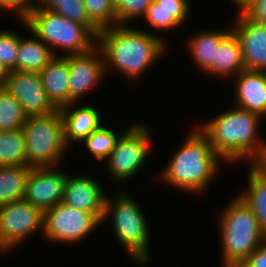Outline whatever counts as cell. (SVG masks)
<instances>
[{"label":"cell","mask_w":266,"mask_h":267,"mask_svg":"<svg viewBox=\"0 0 266 267\" xmlns=\"http://www.w3.org/2000/svg\"><path fill=\"white\" fill-rule=\"evenodd\" d=\"M166 41L160 34L139 30L129 25L107 27L98 33L105 71L109 68L121 72L129 79L139 78L166 51ZM111 66V67H109Z\"/></svg>","instance_id":"obj_1"},{"label":"cell","mask_w":266,"mask_h":267,"mask_svg":"<svg viewBox=\"0 0 266 267\" xmlns=\"http://www.w3.org/2000/svg\"><path fill=\"white\" fill-rule=\"evenodd\" d=\"M228 111L216 115L198 128L209 138L214 152L224 162H239L245 159L253 164L266 145L259 137L262 117L256 113L234 106ZM261 120V121H260Z\"/></svg>","instance_id":"obj_2"},{"label":"cell","mask_w":266,"mask_h":267,"mask_svg":"<svg viewBox=\"0 0 266 267\" xmlns=\"http://www.w3.org/2000/svg\"><path fill=\"white\" fill-rule=\"evenodd\" d=\"M188 135L166 164L160 178L174 188L197 194L205 191L218 175L222 159L214 152L209 138L198 125Z\"/></svg>","instance_id":"obj_3"},{"label":"cell","mask_w":266,"mask_h":267,"mask_svg":"<svg viewBox=\"0 0 266 267\" xmlns=\"http://www.w3.org/2000/svg\"><path fill=\"white\" fill-rule=\"evenodd\" d=\"M220 216L223 267H239L266 240L252 208L239 196L233 198Z\"/></svg>","instance_id":"obj_4"},{"label":"cell","mask_w":266,"mask_h":267,"mask_svg":"<svg viewBox=\"0 0 266 267\" xmlns=\"http://www.w3.org/2000/svg\"><path fill=\"white\" fill-rule=\"evenodd\" d=\"M24 23L31 34H35L48 45L55 56L56 48L63 49V55L82 54L97 46V36L85 25L71 21L56 12L38 9L33 5L27 12Z\"/></svg>","instance_id":"obj_5"},{"label":"cell","mask_w":266,"mask_h":267,"mask_svg":"<svg viewBox=\"0 0 266 267\" xmlns=\"http://www.w3.org/2000/svg\"><path fill=\"white\" fill-rule=\"evenodd\" d=\"M126 192L116 194V199L106 197L104 215L101 223L112 215V227L114 235L119 243L124 247L132 260L143 265L148 263L150 229L148 220L139 203Z\"/></svg>","instance_id":"obj_6"},{"label":"cell","mask_w":266,"mask_h":267,"mask_svg":"<svg viewBox=\"0 0 266 267\" xmlns=\"http://www.w3.org/2000/svg\"><path fill=\"white\" fill-rule=\"evenodd\" d=\"M22 130L26 144V165L46 167L61 164L68 147L64 141L59 109L46 115L28 116Z\"/></svg>","instance_id":"obj_7"},{"label":"cell","mask_w":266,"mask_h":267,"mask_svg":"<svg viewBox=\"0 0 266 267\" xmlns=\"http://www.w3.org/2000/svg\"><path fill=\"white\" fill-rule=\"evenodd\" d=\"M151 129L147 124L135 123L124 129L114 149L105 159L107 171L115 181L130 180L144 166L151 145Z\"/></svg>","instance_id":"obj_8"},{"label":"cell","mask_w":266,"mask_h":267,"mask_svg":"<svg viewBox=\"0 0 266 267\" xmlns=\"http://www.w3.org/2000/svg\"><path fill=\"white\" fill-rule=\"evenodd\" d=\"M44 212L25 199L0 205V253L31 237L38 230L43 236Z\"/></svg>","instance_id":"obj_9"},{"label":"cell","mask_w":266,"mask_h":267,"mask_svg":"<svg viewBox=\"0 0 266 267\" xmlns=\"http://www.w3.org/2000/svg\"><path fill=\"white\" fill-rule=\"evenodd\" d=\"M101 221L93 214L56 204L44 212V238L50 242L80 243L99 226Z\"/></svg>","instance_id":"obj_10"},{"label":"cell","mask_w":266,"mask_h":267,"mask_svg":"<svg viewBox=\"0 0 266 267\" xmlns=\"http://www.w3.org/2000/svg\"><path fill=\"white\" fill-rule=\"evenodd\" d=\"M56 167H32L27 176L24 199L43 212L64 198L69 173Z\"/></svg>","instance_id":"obj_11"},{"label":"cell","mask_w":266,"mask_h":267,"mask_svg":"<svg viewBox=\"0 0 266 267\" xmlns=\"http://www.w3.org/2000/svg\"><path fill=\"white\" fill-rule=\"evenodd\" d=\"M69 64V104L77 103L81 97L91 92L106 76L104 59L96 46L92 50L75 55H68Z\"/></svg>","instance_id":"obj_12"},{"label":"cell","mask_w":266,"mask_h":267,"mask_svg":"<svg viewBox=\"0 0 266 267\" xmlns=\"http://www.w3.org/2000/svg\"><path fill=\"white\" fill-rule=\"evenodd\" d=\"M3 86L17 99L28 116L46 115L57 110L48 99L38 72L9 71Z\"/></svg>","instance_id":"obj_13"},{"label":"cell","mask_w":266,"mask_h":267,"mask_svg":"<svg viewBox=\"0 0 266 267\" xmlns=\"http://www.w3.org/2000/svg\"><path fill=\"white\" fill-rule=\"evenodd\" d=\"M231 31L240 42L246 70L266 71V25L250 19L241 9Z\"/></svg>","instance_id":"obj_14"},{"label":"cell","mask_w":266,"mask_h":267,"mask_svg":"<svg viewBox=\"0 0 266 267\" xmlns=\"http://www.w3.org/2000/svg\"><path fill=\"white\" fill-rule=\"evenodd\" d=\"M102 189L93 177L69 174L62 202L69 207L93 213L102 221L107 197Z\"/></svg>","instance_id":"obj_15"},{"label":"cell","mask_w":266,"mask_h":267,"mask_svg":"<svg viewBox=\"0 0 266 267\" xmlns=\"http://www.w3.org/2000/svg\"><path fill=\"white\" fill-rule=\"evenodd\" d=\"M236 79V80H235ZM235 106L266 116V71L243 70L235 78Z\"/></svg>","instance_id":"obj_16"},{"label":"cell","mask_w":266,"mask_h":267,"mask_svg":"<svg viewBox=\"0 0 266 267\" xmlns=\"http://www.w3.org/2000/svg\"><path fill=\"white\" fill-rule=\"evenodd\" d=\"M59 111L63 121L64 141L69 148L71 142L81 143L93 131L104 125L100 112L92 105L79 107L78 103H71L60 108Z\"/></svg>","instance_id":"obj_17"},{"label":"cell","mask_w":266,"mask_h":267,"mask_svg":"<svg viewBox=\"0 0 266 267\" xmlns=\"http://www.w3.org/2000/svg\"><path fill=\"white\" fill-rule=\"evenodd\" d=\"M190 3L188 0H154L143 17L148 28L155 32L176 30L187 21Z\"/></svg>","instance_id":"obj_18"},{"label":"cell","mask_w":266,"mask_h":267,"mask_svg":"<svg viewBox=\"0 0 266 267\" xmlns=\"http://www.w3.org/2000/svg\"><path fill=\"white\" fill-rule=\"evenodd\" d=\"M69 71L67 55L55 56L39 72L47 97L57 109L69 105Z\"/></svg>","instance_id":"obj_19"},{"label":"cell","mask_w":266,"mask_h":267,"mask_svg":"<svg viewBox=\"0 0 266 267\" xmlns=\"http://www.w3.org/2000/svg\"><path fill=\"white\" fill-rule=\"evenodd\" d=\"M245 70L241 46L236 35L231 31L218 46H216L215 59L208 75L219 78H235Z\"/></svg>","instance_id":"obj_20"},{"label":"cell","mask_w":266,"mask_h":267,"mask_svg":"<svg viewBox=\"0 0 266 267\" xmlns=\"http://www.w3.org/2000/svg\"><path fill=\"white\" fill-rule=\"evenodd\" d=\"M33 35V38L21 37L19 40L16 71L39 73L55 57L52 49Z\"/></svg>","instance_id":"obj_21"},{"label":"cell","mask_w":266,"mask_h":267,"mask_svg":"<svg viewBox=\"0 0 266 267\" xmlns=\"http://www.w3.org/2000/svg\"><path fill=\"white\" fill-rule=\"evenodd\" d=\"M231 32V28L228 30H205L204 32H198L193 37L189 38L187 46L190 51V56L193 59L195 66L205 73H208L213 65L215 59L216 46Z\"/></svg>","instance_id":"obj_22"},{"label":"cell","mask_w":266,"mask_h":267,"mask_svg":"<svg viewBox=\"0 0 266 267\" xmlns=\"http://www.w3.org/2000/svg\"><path fill=\"white\" fill-rule=\"evenodd\" d=\"M248 169V186L239 196L252 208L266 234V176L253 164Z\"/></svg>","instance_id":"obj_23"},{"label":"cell","mask_w":266,"mask_h":267,"mask_svg":"<svg viewBox=\"0 0 266 267\" xmlns=\"http://www.w3.org/2000/svg\"><path fill=\"white\" fill-rule=\"evenodd\" d=\"M31 168L28 165L0 166V205L24 199Z\"/></svg>","instance_id":"obj_24"},{"label":"cell","mask_w":266,"mask_h":267,"mask_svg":"<svg viewBox=\"0 0 266 267\" xmlns=\"http://www.w3.org/2000/svg\"><path fill=\"white\" fill-rule=\"evenodd\" d=\"M38 9L53 11L63 17L87 26L96 36L100 30L89 20L83 0H38Z\"/></svg>","instance_id":"obj_25"},{"label":"cell","mask_w":266,"mask_h":267,"mask_svg":"<svg viewBox=\"0 0 266 267\" xmlns=\"http://www.w3.org/2000/svg\"><path fill=\"white\" fill-rule=\"evenodd\" d=\"M27 117L17 99L4 86H0V132L22 129Z\"/></svg>","instance_id":"obj_26"},{"label":"cell","mask_w":266,"mask_h":267,"mask_svg":"<svg viewBox=\"0 0 266 267\" xmlns=\"http://www.w3.org/2000/svg\"><path fill=\"white\" fill-rule=\"evenodd\" d=\"M26 165V144L22 129L0 132V166Z\"/></svg>","instance_id":"obj_27"},{"label":"cell","mask_w":266,"mask_h":267,"mask_svg":"<svg viewBox=\"0 0 266 267\" xmlns=\"http://www.w3.org/2000/svg\"><path fill=\"white\" fill-rule=\"evenodd\" d=\"M120 136L112 129L101 125L86 137L82 143L96 160L103 161L110 155Z\"/></svg>","instance_id":"obj_28"},{"label":"cell","mask_w":266,"mask_h":267,"mask_svg":"<svg viewBox=\"0 0 266 267\" xmlns=\"http://www.w3.org/2000/svg\"><path fill=\"white\" fill-rule=\"evenodd\" d=\"M89 20L99 29L118 25L113 0H83Z\"/></svg>","instance_id":"obj_29"},{"label":"cell","mask_w":266,"mask_h":267,"mask_svg":"<svg viewBox=\"0 0 266 267\" xmlns=\"http://www.w3.org/2000/svg\"><path fill=\"white\" fill-rule=\"evenodd\" d=\"M118 25H128L133 19L140 20L154 0H113Z\"/></svg>","instance_id":"obj_30"},{"label":"cell","mask_w":266,"mask_h":267,"mask_svg":"<svg viewBox=\"0 0 266 267\" xmlns=\"http://www.w3.org/2000/svg\"><path fill=\"white\" fill-rule=\"evenodd\" d=\"M21 38L15 31H0V60L8 71L16 70L18 43Z\"/></svg>","instance_id":"obj_31"},{"label":"cell","mask_w":266,"mask_h":267,"mask_svg":"<svg viewBox=\"0 0 266 267\" xmlns=\"http://www.w3.org/2000/svg\"><path fill=\"white\" fill-rule=\"evenodd\" d=\"M241 10L253 21L266 25V0H250Z\"/></svg>","instance_id":"obj_32"},{"label":"cell","mask_w":266,"mask_h":267,"mask_svg":"<svg viewBox=\"0 0 266 267\" xmlns=\"http://www.w3.org/2000/svg\"><path fill=\"white\" fill-rule=\"evenodd\" d=\"M33 5L32 0H0V9L14 11L19 19H24Z\"/></svg>","instance_id":"obj_33"},{"label":"cell","mask_w":266,"mask_h":267,"mask_svg":"<svg viewBox=\"0 0 266 267\" xmlns=\"http://www.w3.org/2000/svg\"><path fill=\"white\" fill-rule=\"evenodd\" d=\"M239 267H266V240Z\"/></svg>","instance_id":"obj_34"},{"label":"cell","mask_w":266,"mask_h":267,"mask_svg":"<svg viewBox=\"0 0 266 267\" xmlns=\"http://www.w3.org/2000/svg\"><path fill=\"white\" fill-rule=\"evenodd\" d=\"M253 165L266 176V145Z\"/></svg>","instance_id":"obj_35"},{"label":"cell","mask_w":266,"mask_h":267,"mask_svg":"<svg viewBox=\"0 0 266 267\" xmlns=\"http://www.w3.org/2000/svg\"><path fill=\"white\" fill-rule=\"evenodd\" d=\"M8 73L9 71L6 69V67L2 64L0 60V86H3L5 84Z\"/></svg>","instance_id":"obj_36"},{"label":"cell","mask_w":266,"mask_h":267,"mask_svg":"<svg viewBox=\"0 0 266 267\" xmlns=\"http://www.w3.org/2000/svg\"><path fill=\"white\" fill-rule=\"evenodd\" d=\"M241 9L250 0H232Z\"/></svg>","instance_id":"obj_37"}]
</instances>
